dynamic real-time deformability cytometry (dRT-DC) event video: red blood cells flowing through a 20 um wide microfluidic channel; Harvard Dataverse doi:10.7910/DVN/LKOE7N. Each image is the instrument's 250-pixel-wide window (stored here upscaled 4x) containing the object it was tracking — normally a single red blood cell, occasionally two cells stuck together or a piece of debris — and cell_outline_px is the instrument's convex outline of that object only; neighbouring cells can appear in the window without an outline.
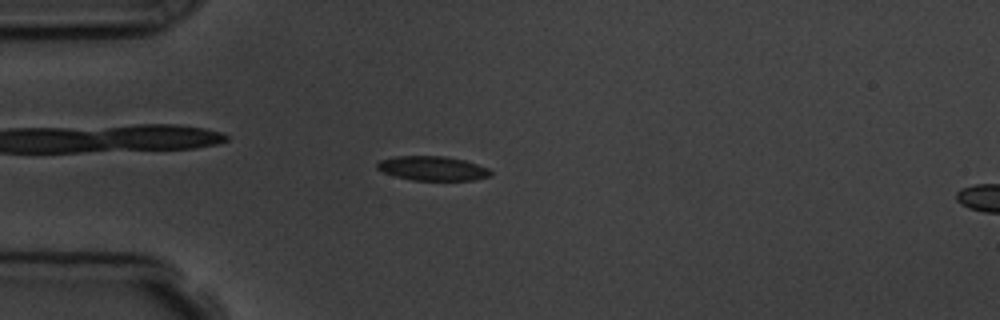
{"species": "common noctule bat (a hibernating species)", "species_latin": "Nyctalus noctula", "temperature_condition": "room temperature", "stored_images_in_passage": 5, "camera_frame_rate_fps": 3000, "um_per_image_px": 0.085, "animal": {"sex": "male", "body_mass_g": 19.5, "forearm_length_mm": 54.6}, "frame": {"image": 1, "passage_image": 4, "time_ms": 3.333, "image_size_px": [1000, 320], "cell_outline_px": [[492, 176], [476, 180], [412, 180], [392, 176], [376, 168], [376, 164], [380, 160], [396, 156], [444, 156], [464, 160], [488, 168], [492, 172]], "centroid_in_image_um": [36.76, 14.32], "position_along_channel_um": 48.2, "area_um2": 16.18}}